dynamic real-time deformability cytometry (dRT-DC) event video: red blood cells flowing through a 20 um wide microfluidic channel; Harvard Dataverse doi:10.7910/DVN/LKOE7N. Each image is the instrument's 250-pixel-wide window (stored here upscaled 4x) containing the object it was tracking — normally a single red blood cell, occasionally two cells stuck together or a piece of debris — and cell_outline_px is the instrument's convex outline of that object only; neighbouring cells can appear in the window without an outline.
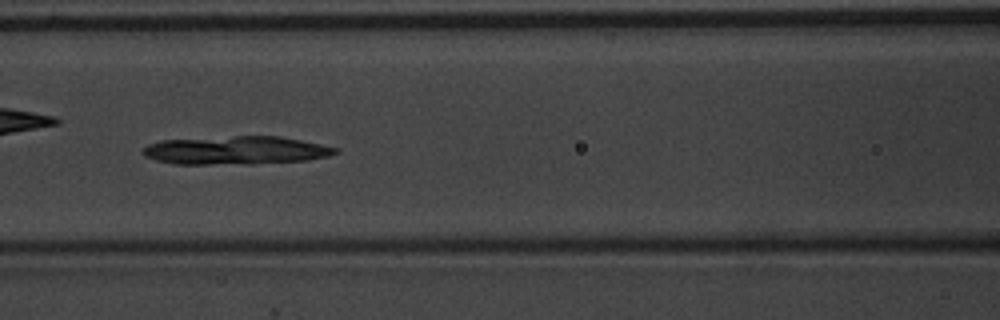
{"species": "common noctule bat (a hibernating species)", "species_latin": "Nyctalus noctula", "temperature_condition": "warm", "stored_images_in_passage": 55, "camera_frame_rate_fps": 3000, "um_per_image_px": 0.085, "animal": {"sex": "male", "body_mass_g": 20.1, "forearm_length_mm": 53.5}, "frame": {"image": 1, "passage_image": 24, "time_ms": 7.667, "image_size_px": [1000, 320], "cell_outline_px": [[340, 152], [328, 156], [308, 160], [252, 164], [176, 164], [156, 160], [144, 156], [140, 152], [148, 144], [160, 140], [236, 136], [280, 136], [340, 148]], "centroid_in_image_um": [20.06, 12.78], "position_along_channel_um": 146.5, "area_um2": 31.91}}